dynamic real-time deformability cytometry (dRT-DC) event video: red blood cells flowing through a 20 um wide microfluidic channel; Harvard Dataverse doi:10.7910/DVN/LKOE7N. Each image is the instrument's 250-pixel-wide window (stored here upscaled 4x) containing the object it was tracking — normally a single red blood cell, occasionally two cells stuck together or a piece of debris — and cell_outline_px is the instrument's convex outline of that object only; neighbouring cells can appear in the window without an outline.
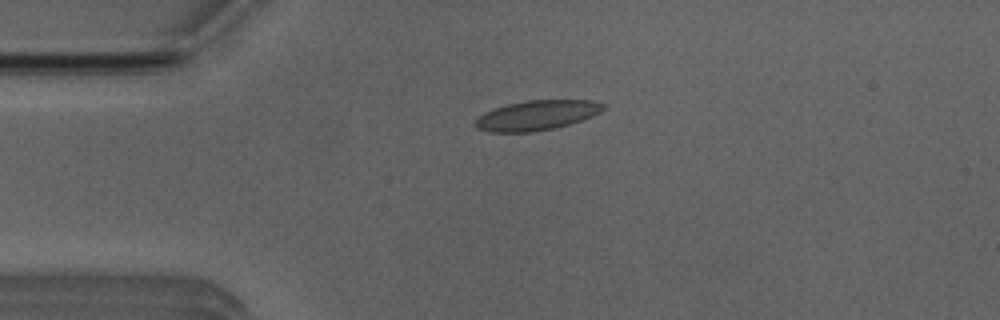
{"species": "Egyptian fruit bat (a non-hibernating species)", "species_latin": "Rousettus aegyptiacus", "temperature_condition": "room temperature", "stored_images_in_passage": 4, "camera_frame_rate_fps": 3000, "um_per_image_px": 0.085, "animal": {"sex": "male"}, "frame": {"image": 1, "passage_image": 4, "time_ms": 3.333, "image_size_px": [1000, 320], "cell_outline_px": [[604, 108], [600, 112], [592, 116], [568, 124], [552, 128], [532, 132], [488, 132], [476, 128], [472, 124], [484, 112], [508, 104], [528, 100], [592, 100], [604, 104]], "centroid_in_image_um": [45.59, 9.8], "position_along_channel_um": 39.4, "area_um2": 22.02}}